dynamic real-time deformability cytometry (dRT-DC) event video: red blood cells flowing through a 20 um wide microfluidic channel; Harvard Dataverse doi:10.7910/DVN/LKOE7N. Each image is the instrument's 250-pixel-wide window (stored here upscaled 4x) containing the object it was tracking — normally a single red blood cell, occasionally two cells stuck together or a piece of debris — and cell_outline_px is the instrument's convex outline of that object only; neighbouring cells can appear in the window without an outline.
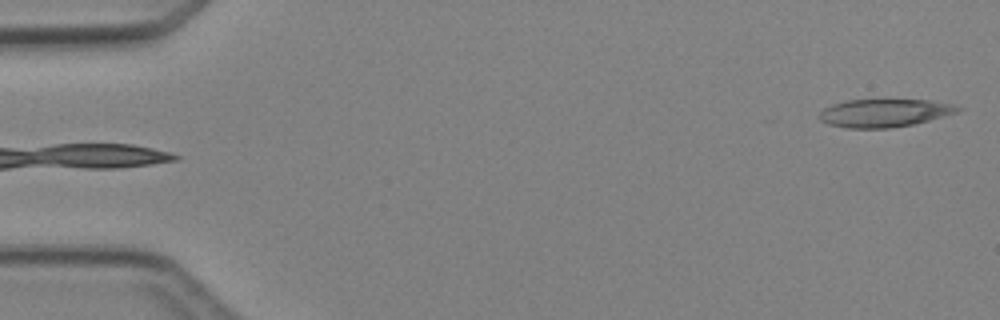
{"species": "Egyptian fruit bat (a non-hibernating species)", "species_latin": "Rousettus aegyptiacus", "temperature_condition": "cold", "stored_images_in_passage": 5, "camera_frame_rate_fps": 3000, "um_per_image_px": 0.085, "animal": {"sex": "female"}, "frame": {"image": 1, "passage_image": 5, "time_ms": 4.667, "image_size_px": [1000, 320], "cell_outline_px": [[964, 108], [956, 112], [928, 120], [912, 124], [888, 128], [848, 128], [828, 124], [820, 120], [820, 112], [824, 108], [832, 104], [848, 100], [932, 100], [952, 104]], "centroid_in_image_um": [75.15, 9.6], "position_along_channel_um": 9.8, "area_um2": 22.31}}